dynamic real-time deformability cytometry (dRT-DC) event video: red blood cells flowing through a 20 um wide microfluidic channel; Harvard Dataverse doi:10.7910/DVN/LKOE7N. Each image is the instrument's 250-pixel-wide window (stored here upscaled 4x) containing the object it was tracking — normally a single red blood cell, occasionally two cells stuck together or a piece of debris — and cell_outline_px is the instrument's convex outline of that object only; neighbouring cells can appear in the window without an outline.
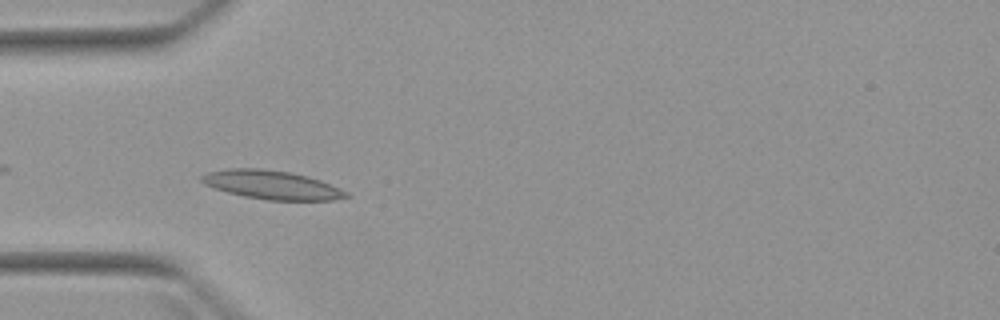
{"species": "Egyptian fruit bat (a non-hibernating species)", "species_latin": "Rousettus aegyptiacus", "temperature_condition": "warm", "stored_images_in_passage": 7, "camera_frame_rate_fps": 3000, "um_per_image_px": 0.085, "animal": {"sex": "female"}, "frame": {"image": 1, "passage_image": 5, "time_ms": 4.667, "image_size_px": [1000, 320], "cell_outline_px": [[352, 196], [332, 200], [268, 200], [244, 196], [212, 188], [204, 184], [200, 180], [200, 176], [208, 172], [228, 168], [260, 168], [288, 172], [308, 176], [320, 180], [340, 188], [348, 192]], "centroid_in_image_um": [23.09, 15.71], "position_along_channel_um": 61.9, "area_um2": 24.22}}
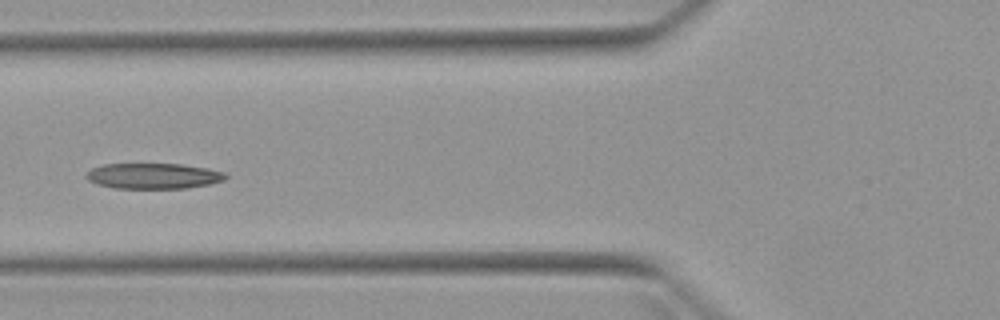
{"frame": {"image": 2, "passage_image": 6, "time_ms": 6.0, "image_size_px": [1000, 320], "cell_outline_px": [[228, 176], [224, 180], [208, 184], [188, 188], [112, 188], [96, 184], [88, 180], [84, 176], [92, 168], [104, 164], [180, 164], [208, 168], [228, 172]], "centroid_in_image_um": [13.06, 14.95], "position_along_channel_um": 112.7, "area_um2": 20.92}}
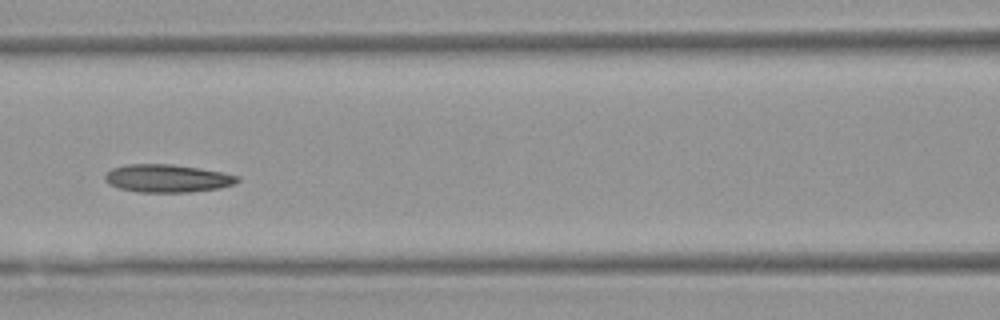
{"frame": {"image": 3, "passage_image": 7, "time_ms": 7.0, "image_size_px": [1000, 320], "cell_outline_px": [[240, 180], [232, 184], [220, 188], [188, 192], [140, 192], [120, 188], [108, 184], [104, 180], [104, 176], [112, 168], [124, 164], [172, 164], [200, 168], [240, 176]], "centroid_in_image_um": [14.2, 15.15], "position_along_channel_um": 152.4, "area_um2": 21.5}}